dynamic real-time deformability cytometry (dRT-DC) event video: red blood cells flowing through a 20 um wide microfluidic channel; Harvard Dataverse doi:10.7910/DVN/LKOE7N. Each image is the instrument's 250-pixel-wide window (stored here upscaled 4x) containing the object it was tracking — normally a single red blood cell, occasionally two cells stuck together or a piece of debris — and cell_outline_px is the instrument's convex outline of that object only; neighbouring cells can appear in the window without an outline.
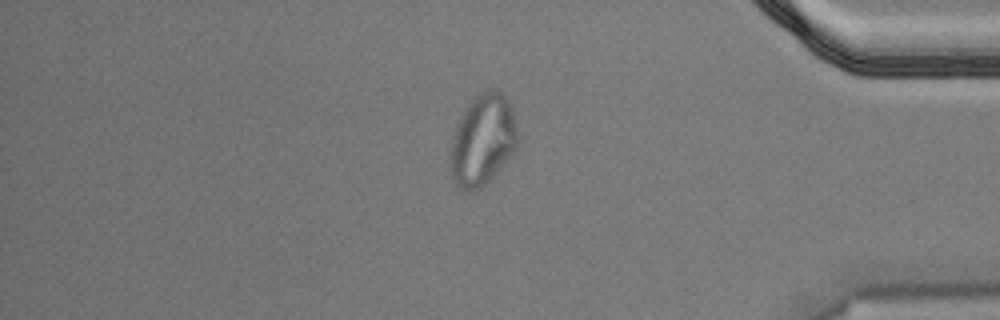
{"species": "Egyptian fruit bat (a non-hibernating species)", "species_latin": "Rousettus aegyptiacus", "temperature_condition": "cold", "stored_images_in_passage": 46, "segment_of_instrument_passage": [2, 2], "camera_frame_rate_fps": 3000, "um_per_image_px": 0.085, "animal": {"sex": "male"}, "frame": {"image": 1, "passage_image": 37, "time_ms": 12.0, "image_size_px": [1000, 320], "cell_outline_px": [[520, 136], [516, 148], [496, 172], [480, 188], [468, 192], [460, 188], [456, 184], [452, 176], [452, 140], [456, 124], [468, 104], [476, 96], [484, 92], [496, 88], [508, 100], [512, 108]], "centroid_in_image_um": [41.06, 11.88], "position_along_channel_um": 394.1, "area_um2": 35.14}}